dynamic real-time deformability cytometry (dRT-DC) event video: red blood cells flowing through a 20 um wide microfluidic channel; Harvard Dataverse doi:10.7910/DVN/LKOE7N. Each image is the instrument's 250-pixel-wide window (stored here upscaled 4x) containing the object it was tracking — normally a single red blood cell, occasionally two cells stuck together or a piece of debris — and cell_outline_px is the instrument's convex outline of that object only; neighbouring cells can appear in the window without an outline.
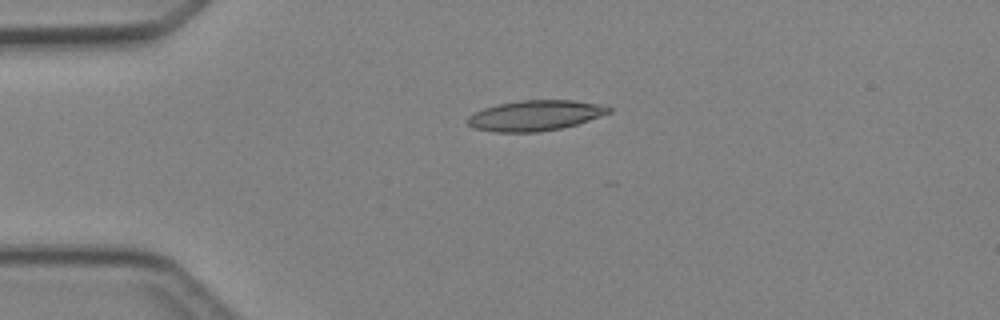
{"species": "Egyptian fruit bat (a non-hibernating species)", "species_latin": "Rousettus aegyptiacus", "temperature_condition": "cold", "stored_images_in_passage": 4, "camera_frame_rate_fps": 3000, "um_per_image_px": 0.085, "animal": {"sex": "female"}, "frame": {"image": 1, "passage_image": 3, "time_ms": 2.333, "image_size_px": [1000, 320], "cell_outline_px": [[612, 112], [576, 124], [560, 128], [540, 132], [496, 132], [472, 128], [464, 120], [468, 116], [484, 108], [496, 104], [520, 100], [572, 100], [596, 104], [612, 108]], "centroid_in_image_um": [45.43, 9.82], "position_along_channel_um": 39.6, "area_um2": 24.97}}